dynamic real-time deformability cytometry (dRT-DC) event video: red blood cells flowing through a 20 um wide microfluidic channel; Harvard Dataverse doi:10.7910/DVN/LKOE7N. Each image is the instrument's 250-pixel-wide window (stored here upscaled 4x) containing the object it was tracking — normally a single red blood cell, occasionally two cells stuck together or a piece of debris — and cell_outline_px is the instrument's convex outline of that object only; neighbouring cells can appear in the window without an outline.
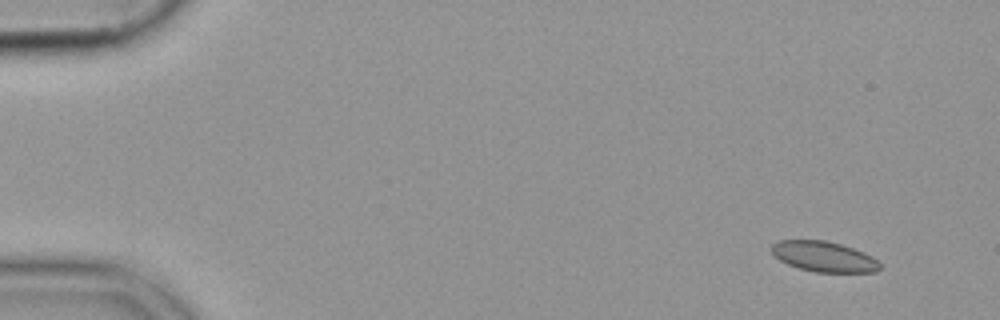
{"species": "common noctule bat (a hibernating species)", "species_latin": "Nyctalus noctula", "temperature_condition": "cold", "stored_images_in_passage": 14, "camera_frame_rate_fps": 3000, "um_per_image_px": 0.085, "animal": {"sex": "female", "body_mass_g": 19.9}, "frame": {"image": 1, "passage_image": 1, "time_ms": 0.0, "image_size_px": [1000, 320], "cell_outline_px": [[880, 268], [876, 272], [816, 272], [800, 268], [788, 264], [780, 260], [772, 252], [772, 244], [780, 240], [824, 240], [840, 244], [864, 252], [872, 256], [880, 264]], "centroid_in_image_um": [70.04, 21.81], "position_along_channel_um": 15.0, "area_um2": 18.96}}
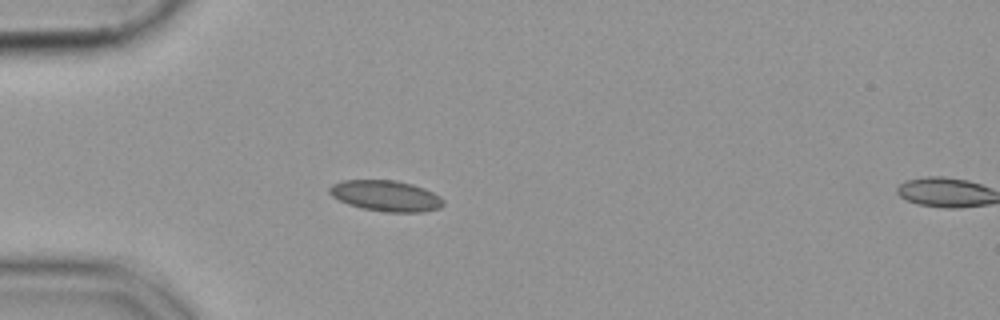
{"frame": {"image": 2, "passage_image": 13, "time_ms": 4.0, "image_size_px": [1000, 320], "cell_outline_px": [[444, 204], [440, 208], [424, 212], [384, 212], [364, 208], [348, 204], [332, 196], [328, 192], [328, 188], [332, 184], [340, 180], [396, 180], [412, 184], [424, 188], [440, 196], [444, 200]], "centroid_in_image_um": [32.8, 16.64], "position_along_channel_um": 52.2, "area_um2": 20.58}}